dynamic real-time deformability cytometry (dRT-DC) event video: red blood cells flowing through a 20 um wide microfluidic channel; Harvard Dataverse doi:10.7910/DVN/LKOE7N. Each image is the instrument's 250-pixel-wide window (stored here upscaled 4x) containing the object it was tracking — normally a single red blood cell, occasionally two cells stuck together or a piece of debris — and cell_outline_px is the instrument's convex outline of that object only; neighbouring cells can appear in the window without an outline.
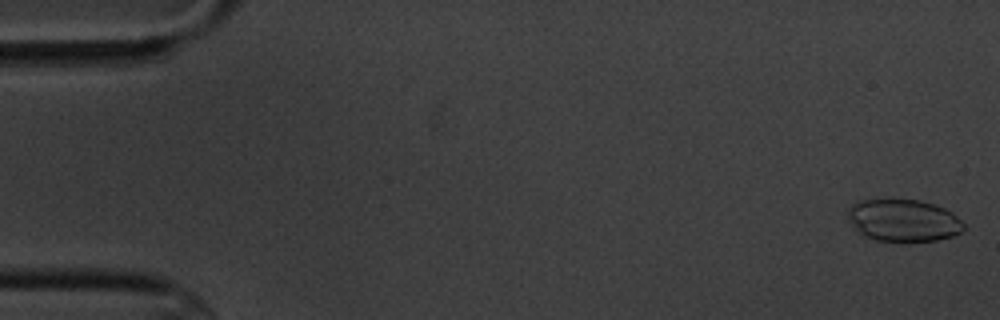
{"species": "common noctule bat (a hibernating species)", "species_latin": "Nyctalus noctula", "temperature_condition": "cold", "stored_images_in_passage": 3, "camera_frame_rate_fps": 3000, "um_per_image_px": 0.085, "animal": {"sex": "male", "body_mass_g": 20.1, "forearm_length_mm": 53.5}, "frame": {"image": 1, "passage_image": 1, "time_ms": 0.0, "image_size_px": [1000, 320], "cell_outline_px": [[964, 228], [960, 232], [952, 236], [936, 240], [908, 244], [876, 240], [864, 236], [852, 224], [848, 216], [848, 208], [852, 204], [860, 200], [892, 196], [920, 200], [944, 208], [952, 212], [964, 224]], "centroid_in_image_um": [76.76, 18.72], "position_along_channel_um": 8.2, "area_um2": 29.65}}